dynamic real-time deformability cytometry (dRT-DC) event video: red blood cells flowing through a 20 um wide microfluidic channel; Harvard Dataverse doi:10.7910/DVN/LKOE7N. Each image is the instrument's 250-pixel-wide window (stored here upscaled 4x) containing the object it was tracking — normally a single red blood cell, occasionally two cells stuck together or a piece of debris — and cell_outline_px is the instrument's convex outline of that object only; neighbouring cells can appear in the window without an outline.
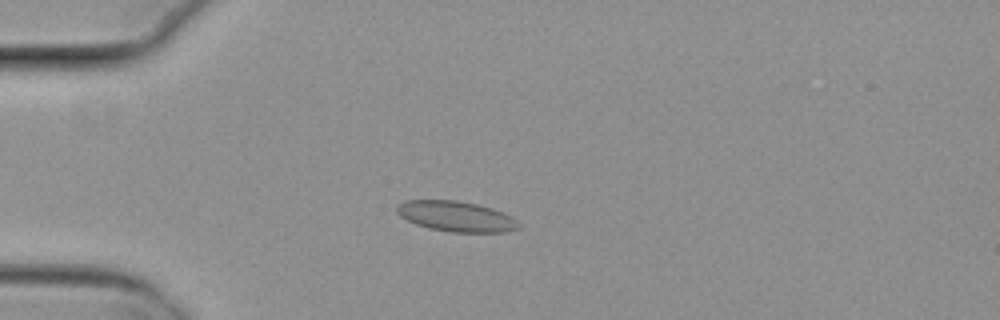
{"species": "common noctule bat (a hibernating species)", "species_latin": "Nyctalus noctula", "temperature_condition": "cold", "stored_images_in_passage": 52, "camera_frame_rate_fps": 3000, "um_per_image_px": 0.085, "animal": {"sex": "female", "body_mass_g": 29.2, "forearm_length_mm": 56.3}, "frame": {"image": 1, "passage_image": 12, "time_ms": 3.667, "image_size_px": [1000, 320], "cell_outline_px": [[520, 228], [508, 232], [448, 232], [428, 228], [416, 224], [400, 216], [396, 212], [396, 204], [404, 200], [456, 200], [476, 204], [492, 208], [504, 212], [512, 216], [520, 224]], "centroid_in_image_um": [38.77, 18.39], "position_along_channel_um": 46.2, "area_um2": 21.85}}
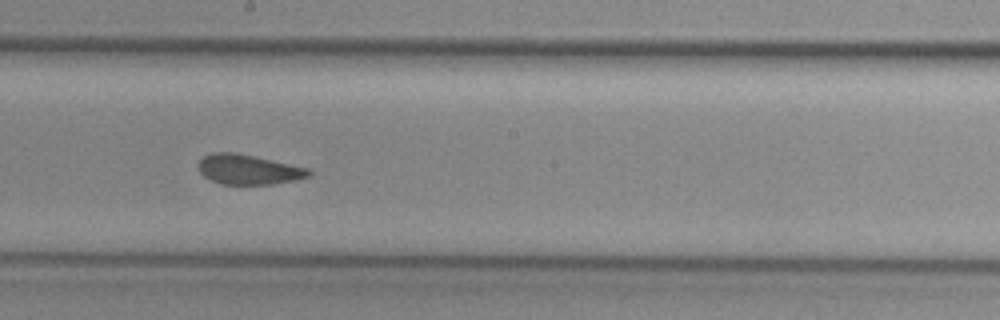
{"frame": {"image": 2, "passage_image": 28, "time_ms": 9.0, "image_size_px": [1000, 320], "cell_outline_px": [[312, 176], [296, 180], [272, 184], [220, 184], [204, 176], [200, 172], [196, 164], [204, 156], [212, 152], [236, 152], [308, 168], [312, 172]], "centroid_in_image_um": [21.11, 14.4], "position_along_channel_um": 227.1, "area_um2": 19.31}}
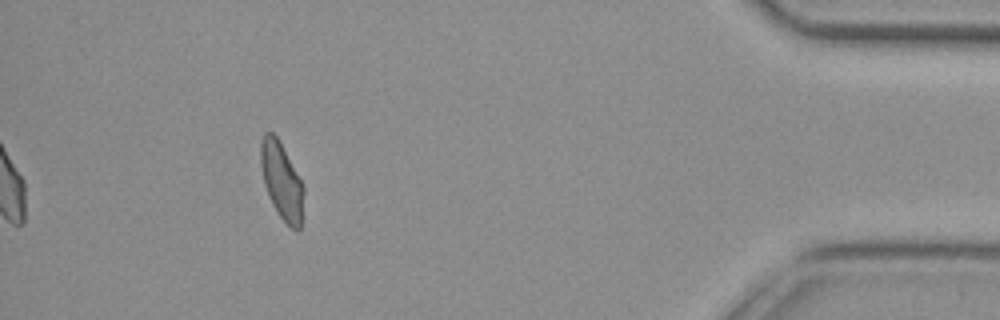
{"frame": {"image": 3, "passage_image": 47, "time_ms": 15.333, "image_size_px": [1000, 320], "cell_outline_px": [[304, 192], [300, 228], [296, 232], [280, 216], [272, 204], [268, 196], [264, 184], [260, 164], [260, 140], [264, 132], [272, 132], [276, 136], [300, 180], [304, 188]], "centroid_in_image_um": [23.91, 15.38], "position_along_channel_um": 411.3, "area_um2": 18.9}, "authors_computed_cell_mechanics": {"area_um2": 19.941, "velocity_mm_per_s": 3.804, "shape_relaxation_time_tau1_ms": null, "shape_relaxation_time_tau2_ms": 1.0079, "deformation_change_tau1": null, "deformation_change_tau2": 0.0522}}